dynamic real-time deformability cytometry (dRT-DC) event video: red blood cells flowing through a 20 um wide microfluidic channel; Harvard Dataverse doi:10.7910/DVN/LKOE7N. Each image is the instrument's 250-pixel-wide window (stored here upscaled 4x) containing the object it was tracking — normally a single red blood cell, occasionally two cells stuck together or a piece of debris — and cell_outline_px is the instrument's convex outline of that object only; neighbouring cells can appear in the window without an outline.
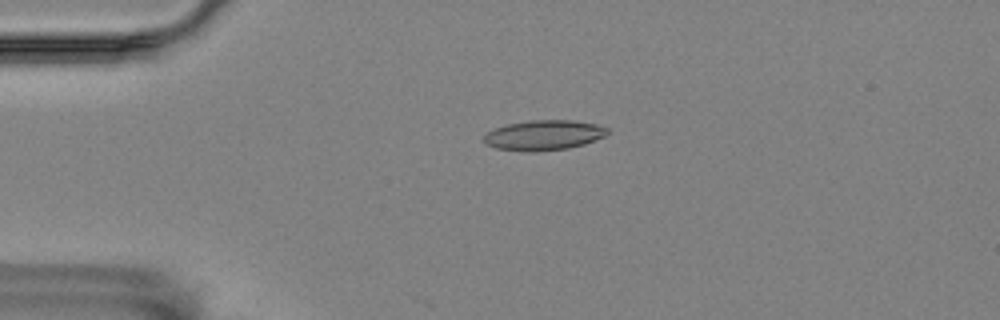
{"species": "Egyptian fruit bat (a non-hibernating species)", "species_latin": "Rousettus aegyptiacus", "temperature_condition": "room temperature", "stored_images_in_passage": 9, "camera_frame_rate_fps": 3000, "um_per_image_px": 0.085, "animal": {"sex": "female"}, "frame": {"image": 1, "passage_image": 4, "time_ms": 1.0, "image_size_px": [1000, 320], "cell_outline_px": [[608, 132], [604, 136], [584, 144], [568, 148], [532, 152], [528, 152], [496, 148], [488, 144], [484, 140], [484, 136], [488, 132], [496, 128], [508, 124], [528, 120], [572, 120], [596, 124], [608, 128]], "centroid_in_image_um": [46.23, 11.49], "position_along_channel_um": 38.8, "area_um2": 21.44}}